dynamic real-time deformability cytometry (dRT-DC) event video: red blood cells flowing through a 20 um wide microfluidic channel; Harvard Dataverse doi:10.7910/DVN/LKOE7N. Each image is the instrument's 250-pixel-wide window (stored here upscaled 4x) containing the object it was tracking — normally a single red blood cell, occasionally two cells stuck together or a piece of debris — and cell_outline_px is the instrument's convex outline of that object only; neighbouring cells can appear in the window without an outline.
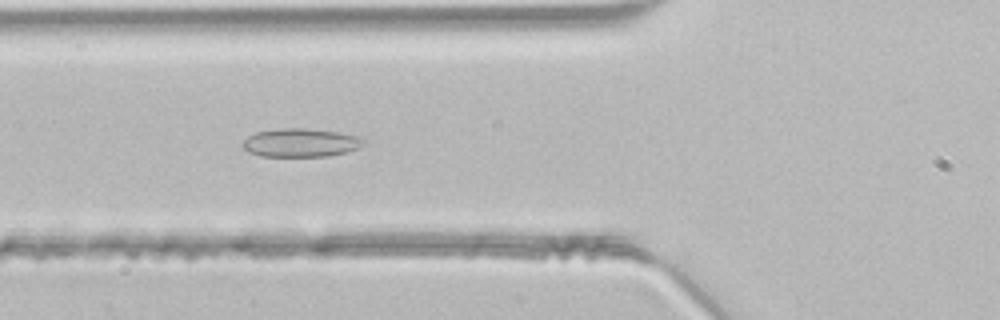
{"species": "common noctule bat (a hibernating species)", "species_latin": "Nyctalus noctula", "temperature_condition": "room temperature", "stored_images_in_passage": 34, "camera_frame_rate_fps": 3000, "um_per_image_px": 0.085, "animal": {"sex": "male", "body_mass_g": 21.5, "forearm_length_mm": 52.0}, "frame": {"image": 1, "passage_image": 10, "time_ms": 3.0, "image_size_px": [1000, 320], "cell_outline_px": [[368, 140], [360, 148], [328, 156], [260, 156], [248, 152], [240, 144], [248, 136], [256, 132], [280, 128], [304, 128], [340, 132], [356, 136]], "centroid_in_image_um": [25.56, 12.12], "position_along_channel_um": 100.2, "area_um2": 20.17}}
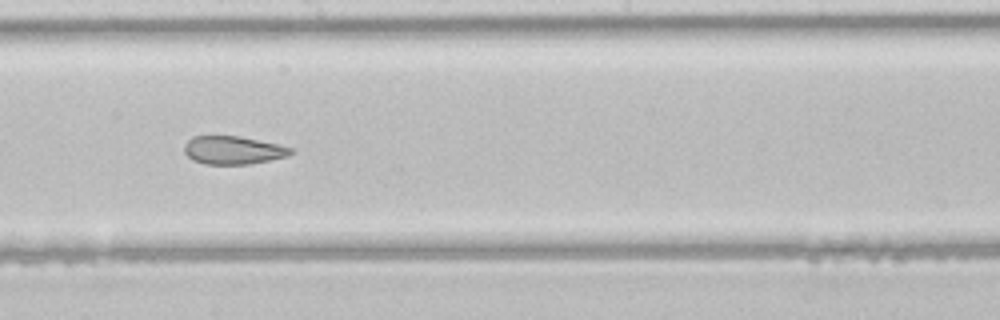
{"frame": {"image": 2, "passage_image": 19, "time_ms": 6.0, "image_size_px": [1000, 320], "cell_outline_px": [[292, 152], [288, 156], [248, 164], [204, 164], [192, 160], [184, 152], [184, 144], [192, 136], [240, 136], [276, 144], [292, 148]], "centroid_in_image_um": [19.76, 12.76], "position_along_channel_um": 228.4, "area_um2": 17.34}}
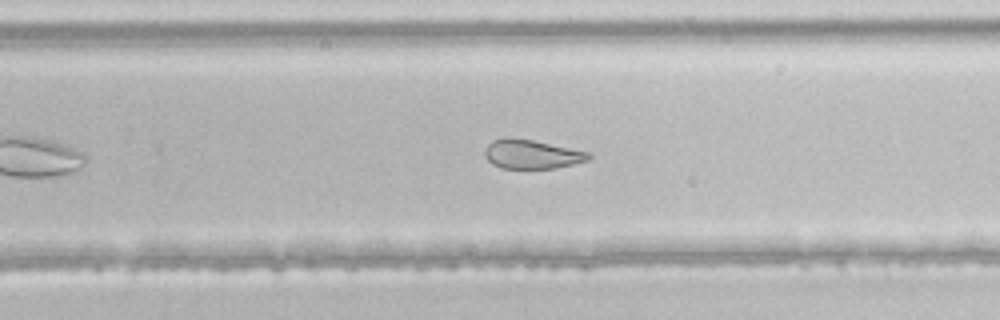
{"frame": {"image": 3, "passage_image": 23, "time_ms": 7.333, "image_size_px": [1000, 320], "cell_outline_px": [[592, 156], [588, 160], [556, 168], [500, 168], [492, 164], [484, 156], [484, 152], [488, 144], [492, 140], [512, 136], [592, 152]], "centroid_in_image_um": [45.2, 13.1], "position_along_channel_um": 284.6, "area_um2": 17.74}}